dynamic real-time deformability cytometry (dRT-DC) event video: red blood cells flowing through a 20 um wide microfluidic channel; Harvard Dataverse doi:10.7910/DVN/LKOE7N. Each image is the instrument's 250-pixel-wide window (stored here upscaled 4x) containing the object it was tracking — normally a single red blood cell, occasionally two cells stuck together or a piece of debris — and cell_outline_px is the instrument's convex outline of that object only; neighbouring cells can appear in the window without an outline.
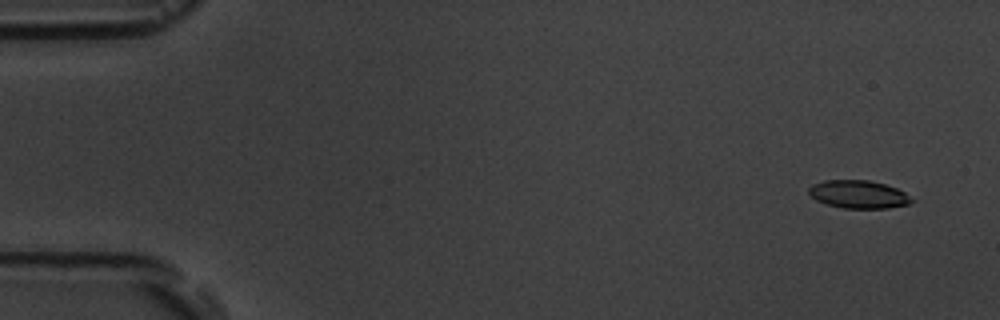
{"species": "common noctule bat (a hibernating species)", "species_latin": "Nyctalus noctula", "temperature_condition": "room temperature", "stored_images_in_passage": 5, "camera_frame_rate_fps": 3000, "um_per_image_px": 0.085, "animal": {"sex": "male", "body_mass_g": 19.5, "forearm_length_mm": 54.6}, "frame": {"image": 1, "passage_image": 1, "time_ms": 0.0, "image_size_px": [1000, 320], "cell_outline_px": [[916, 200], [908, 204], [888, 208], [844, 208], [828, 204], [816, 200], [808, 192], [808, 188], [812, 184], [824, 180], [868, 180], [884, 184], [896, 188], [904, 192]], "centroid_in_image_um": [72.98, 16.51], "position_along_channel_um": 12.0, "area_um2": 16.7}}
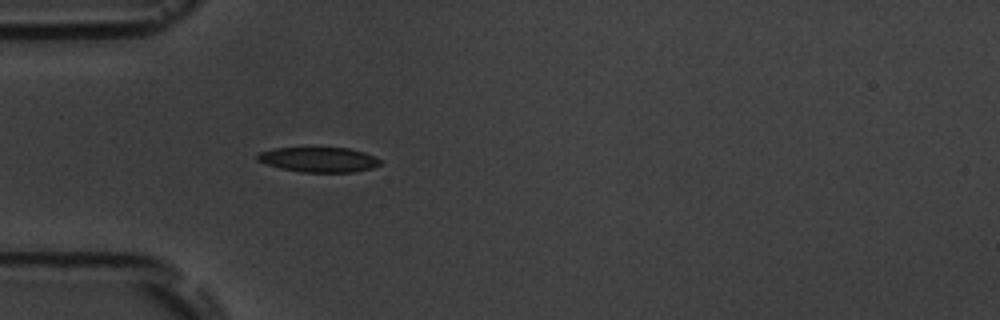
{"frame": {"image": 2, "passage_image": 5, "time_ms": 4.667, "image_size_px": [1000, 320], "cell_outline_px": [[380, 164], [372, 168], [352, 172], [300, 172], [280, 168], [256, 160], [256, 156], [260, 152], [272, 148], [348, 148], [364, 152], [380, 160]], "centroid_in_image_um": [27.06, 13.57], "position_along_channel_um": 57.9, "area_um2": 17.69}}